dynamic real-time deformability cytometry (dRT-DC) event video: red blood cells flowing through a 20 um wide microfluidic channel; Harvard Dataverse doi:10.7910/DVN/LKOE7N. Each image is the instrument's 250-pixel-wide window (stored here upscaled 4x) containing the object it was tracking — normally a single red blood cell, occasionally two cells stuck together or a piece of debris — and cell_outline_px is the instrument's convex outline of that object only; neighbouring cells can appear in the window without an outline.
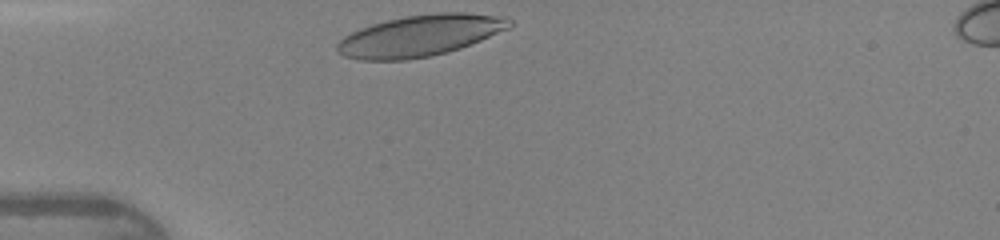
{"species": "human", "species_latin": "Homo sapiens", "temperature_condition": "warm", "stored_images_in_passage": 26, "camera_frame_rate_fps": 3000, "um_per_image_px": 0.085, "donor": {"sex": "female"}, "frame": {"image": 1, "passage_image": 1, "time_ms": 0.0, "image_size_px": [1000, 240], "cell_outline_px": [[512, 24], [508, 28], [480, 40], [460, 48], [448, 52], [428, 56], [404, 60], [360, 60], [344, 56], [336, 48], [336, 44], [344, 36], [360, 28], [372, 24], [404, 16], [436, 12], [464, 12], [508, 16], [512, 20]], "centroid_in_image_um": [35.72, 3.01], "position_along_channel_um": 49.3, "area_um2": 41.44}}
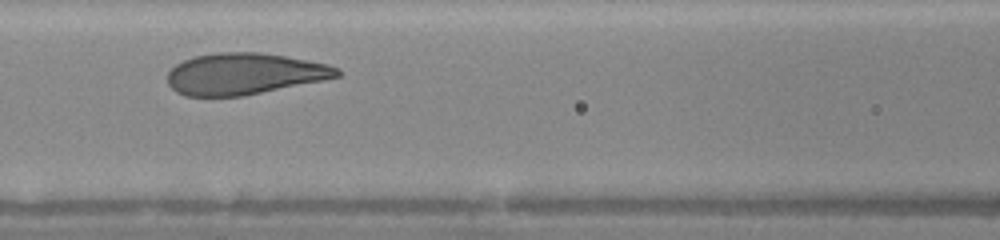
{"frame": {"image": 2, "passage_image": 9, "time_ms": 2.667, "image_size_px": [1000, 240], "cell_outline_px": [[340, 76], [324, 80], [244, 96], [184, 96], [176, 92], [168, 84], [168, 72], [176, 64], [184, 60], [196, 56], [216, 52], [260, 52], [284, 56], [328, 64], [340, 68]], "centroid_in_image_um": [20.77, 6.28], "position_along_channel_um": 145.8, "area_um2": 40.98}}
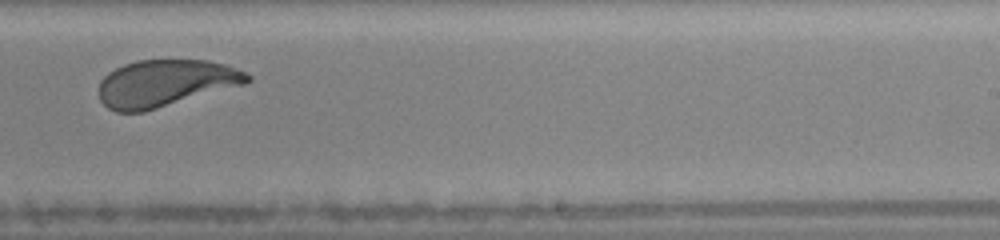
{"frame": {"image": 3, "passage_image": 18, "time_ms": 5.667, "image_size_px": [1000, 240], "cell_outline_px": [[252, 80], [244, 84], [144, 112], [116, 112], [108, 108], [100, 100], [96, 92], [100, 80], [108, 72], [124, 64], [136, 60], [208, 60], [228, 64], [248, 72], [252, 76]], "centroid_in_image_um": [14.05, 7.06], "position_along_channel_um": 275.0, "area_um2": 41.1}, "authors_computed_cell_mechanics": {"area_um2": 41.7316, "velocity_mm_per_s": 4.318, "shape_relaxation_time_tau1_ms": 2.4373, "shape_relaxation_time_tau2_ms": null, "deformation_change_tau1": 0.1378, "deformation_change_tau2": null}}